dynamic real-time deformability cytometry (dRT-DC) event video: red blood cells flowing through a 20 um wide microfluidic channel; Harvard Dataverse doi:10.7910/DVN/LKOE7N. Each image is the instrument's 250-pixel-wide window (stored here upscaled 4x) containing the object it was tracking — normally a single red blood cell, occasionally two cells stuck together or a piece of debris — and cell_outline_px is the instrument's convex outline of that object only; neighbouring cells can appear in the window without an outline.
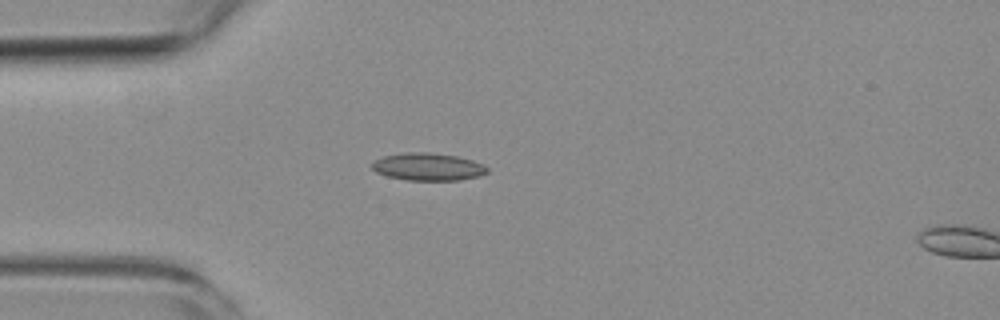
{"species": "common noctule bat (a hibernating species)", "species_latin": "Nyctalus noctula", "temperature_condition": "room temperature", "stored_images_in_passage": 4, "camera_frame_rate_fps": 3000, "um_per_image_px": 0.085, "animal": {"sex": "female", "body_mass_g": 19.3, "forearm_length_mm": 54.1}, "frame": {"image": 1, "passage_image": 3, "time_ms": 3.667, "image_size_px": [1000, 320], "cell_outline_px": [[488, 172], [480, 176], [460, 180], [408, 180], [388, 176], [376, 172], [372, 168], [372, 164], [376, 160], [384, 156], [404, 152], [428, 152], [456, 156], [472, 160], [484, 164], [488, 168]], "centroid_in_image_um": [36.41, 14.17], "position_along_channel_um": 48.6, "area_um2": 18.44}}